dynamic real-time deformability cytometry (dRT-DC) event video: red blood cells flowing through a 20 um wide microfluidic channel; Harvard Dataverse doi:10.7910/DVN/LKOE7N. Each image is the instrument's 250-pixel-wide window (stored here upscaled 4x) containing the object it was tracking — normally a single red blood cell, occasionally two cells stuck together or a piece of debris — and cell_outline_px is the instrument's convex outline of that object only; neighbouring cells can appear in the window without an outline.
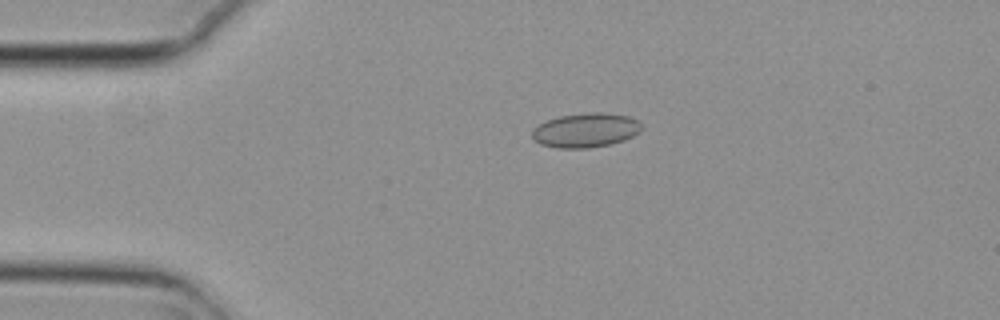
{"species": "common noctule bat (a hibernating species)", "species_latin": "Nyctalus noctula", "temperature_condition": "cold", "stored_images_in_passage": 4, "camera_frame_rate_fps": 3000, "um_per_image_px": 0.085, "animal": {"sex": "female", "body_mass_g": 29.2, "forearm_length_mm": 56.3}, "frame": {"image": 1, "passage_image": 3, "time_ms": 0.667, "image_size_px": [1000, 320], "cell_outline_px": [[644, 128], [640, 132], [624, 140], [608, 144], [588, 148], [556, 148], [540, 144], [532, 136], [532, 128], [548, 120], [560, 116], [588, 112], [604, 112], [628, 116], [636, 120]], "centroid_in_image_um": [49.79, 11.06], "position_along_channel_um": 35.2, "area_um2": 21.85}}